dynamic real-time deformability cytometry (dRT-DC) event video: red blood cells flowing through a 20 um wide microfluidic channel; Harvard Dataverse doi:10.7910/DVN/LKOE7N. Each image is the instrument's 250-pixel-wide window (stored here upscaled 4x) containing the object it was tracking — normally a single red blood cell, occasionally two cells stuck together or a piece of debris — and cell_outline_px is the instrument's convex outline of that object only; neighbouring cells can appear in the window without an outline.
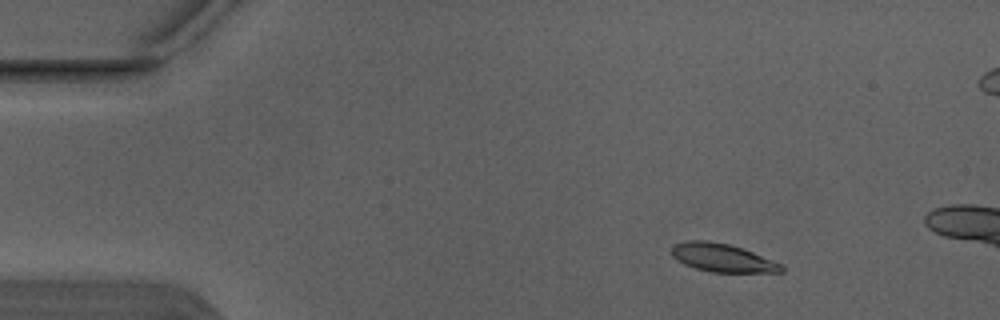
{"species": "Egyptian fruit bat (a non-hibernating species)", "species_latin": "Rousettus aegyptiacus", "temperature_condition": "warm", "stored_images_in_passage": 4, "camera_frame_rate_fps": 3000, "um_per_image_px": 0.085, "animal": {"sex": "male"}, "frame": {"image": 1, "passage_image": 1, "time_ms": 0.0, "image_size_px": [1000, 320], "cell_outline_px": [[784, 272], [712, 272], [696, 268], [684, 264], [672, 256], [672, 244], [688, 240], [704, 240], [728, 244], [752, 252], [784, 264]], "centroid_in_image_um": [61.41, 21.91], "position_along_channel_um": 23.6, "area_um2": 17.98}}